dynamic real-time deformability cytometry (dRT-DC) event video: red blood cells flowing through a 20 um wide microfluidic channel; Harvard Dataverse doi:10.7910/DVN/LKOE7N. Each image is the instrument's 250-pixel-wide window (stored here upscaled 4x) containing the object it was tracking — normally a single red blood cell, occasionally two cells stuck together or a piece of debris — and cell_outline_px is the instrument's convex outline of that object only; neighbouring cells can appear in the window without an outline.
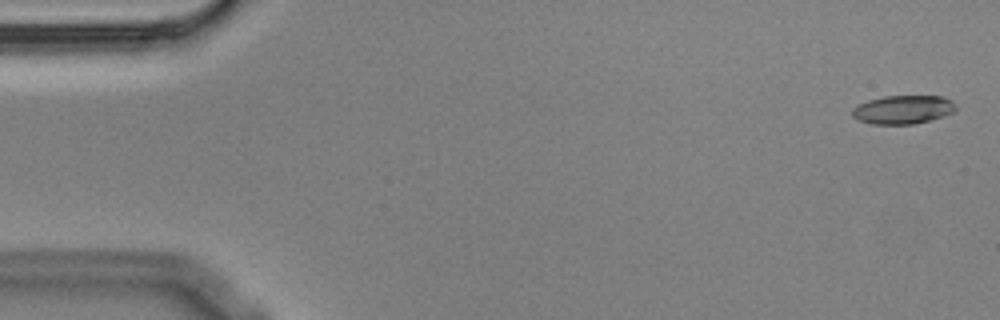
{"species": "Egyptian fruit bat (a non-hibernating species)", "species_latin": "Rousettus aegyptiacus", "temperature_condition": "cold", "stored_images_in_passage": 6, "camera_frame_rate_fps": 3000, "um_per_image_px": 0.085, "animal": {"sex": "male"}, "frame": {"image": 1, "passage_image": 1, "time_ms": 0.0, "image_size_px": [1000, 320], "cell_outline_px": [[956, 112], [944, 116], [912, 124], [872, 124], [860, 120], [852, 116], [852, 108], [868, 100], [884, 96], [940, 96], [952, 100], [956, 104]], "centroid_in_image_um": [76.79, 9.31], "position_along_channel_um": 8.2, "area_um2": 17.22}}
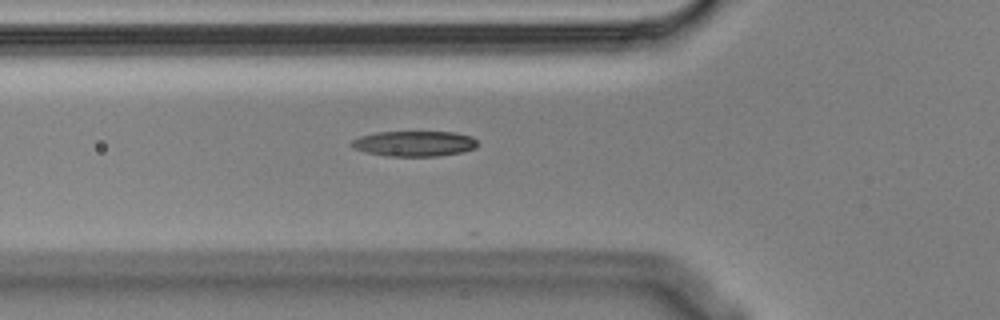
{"frame": {"image": 2, "passage_image": 6, "time_ms": 1.667, "image_size_px": [1000, 320], "cell_outline_px": [[476, 148], [460, 152], [440, 156], [388, 156], [368, 152], [352, 148], [348, 144], [352, 140], [360, 136], [376, 132], [456, 132], [472, 136], [476, 140]], "centroid_in_image_um": [35.2, 12.2], "position_along_channel_um": 90.6, "area_um2": 18.67}}